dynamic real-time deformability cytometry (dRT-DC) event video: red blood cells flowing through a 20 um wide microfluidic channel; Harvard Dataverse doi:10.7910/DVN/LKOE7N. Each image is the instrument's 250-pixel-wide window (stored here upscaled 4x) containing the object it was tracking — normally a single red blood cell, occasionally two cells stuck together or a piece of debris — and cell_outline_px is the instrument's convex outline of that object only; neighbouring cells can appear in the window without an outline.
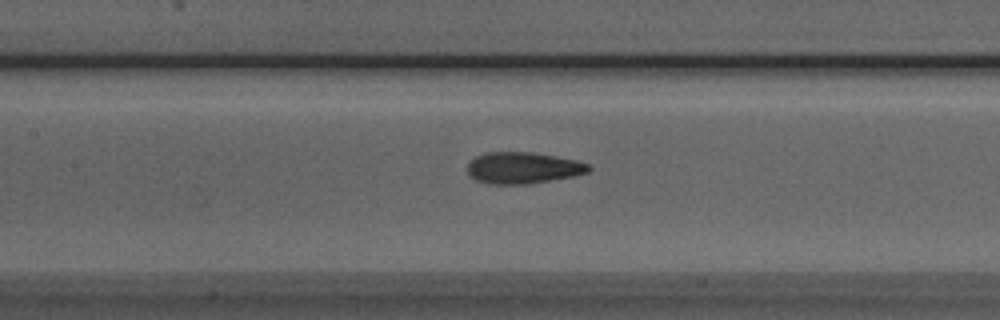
{"species": "Egyptian fruit bat (a non-hibernating species)", "species_latin": "Rousettus aegyptiacus", "temperature_condition": "room temperature", "stored_images_in_passage": 42, "camera_frame_rate_fps": 3000, "um_per_image_px": 0.085, "animal": {"sex": "male"}, "frame": {"image": 1, "passage_image": 14, "time_ms": 4.333, "image_size_px": [1000, 320], "cell_outline_px": [[592, 168], [588, 172], [572, 176], [528, 184], [488, 184], [476, 180], [468, 176], [468, 160], [484, 152], [532, 152], [576, 160], [588, 164]], "centroid_in_image_um": [44.39, 14.26], "position_along_channel_um": 163.0, "area_um2": 22.31}}
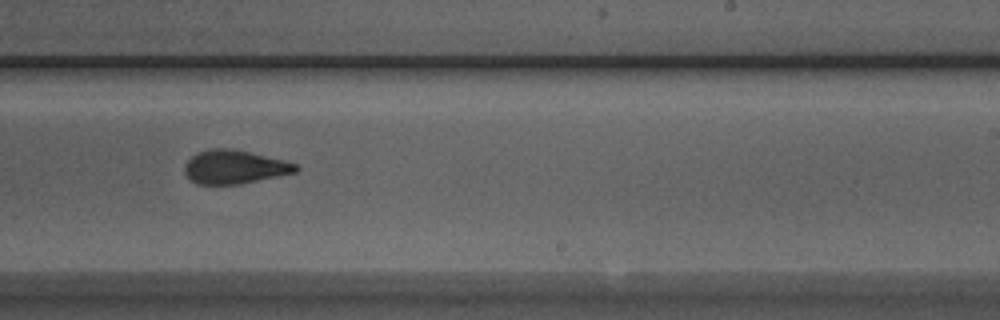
{"frame": {"image": 2, "passage_image": 22, "time_ms": 7.0, "image_size_px": [1000, 320], "cell_outline_px": [[300, 168], [296, 172], [240, 184], [196, 184], [184, 172], [184, 164], [196, 152], [212, 148], [232, 148], [284, 160], [296, 164]], "centroid_in_image_um": [19.91, 14.18], "position_along_channel_um": 269.1, "area_um2": 21.73}}
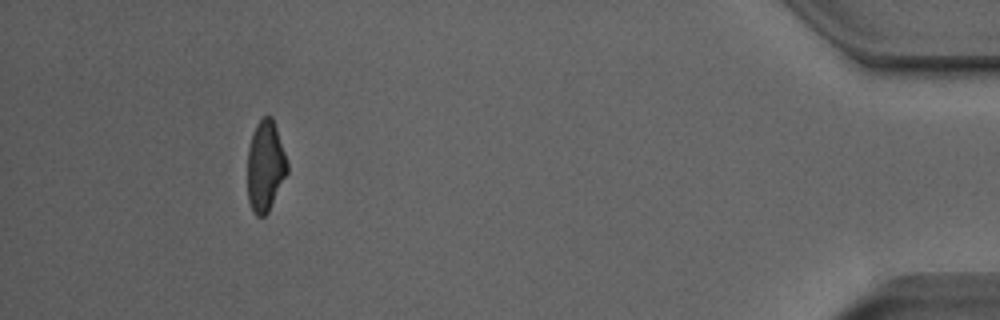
{"frame": {"image": 3, "passage_image": 38, "time_ms": 12.333, "image_size_px": [1000, 320], "cell_outline_px": [[288, 172], [268, 212], [264, 216], [256, 216], [252, 212], [248, 200], [248, 148], [256, 124], [264, 116], [272, 116], [288, 164]], "centroid_in_image_um": [22.55, 14.15], "position_along_channel_um": 412.7, "area_um2": 20.87}, "authors_computed_cell_mechanics": {"area_um2": 21.964, "velocity_mm_per_s": 3.9898, "shape_relaxation_time_tau1_ms": 3.9072, "shape_relaxation_time_tau2_ms": 2.053, "deformation_change_tau1": 0.1507, "deformation_change_tau2": 0.0891}}